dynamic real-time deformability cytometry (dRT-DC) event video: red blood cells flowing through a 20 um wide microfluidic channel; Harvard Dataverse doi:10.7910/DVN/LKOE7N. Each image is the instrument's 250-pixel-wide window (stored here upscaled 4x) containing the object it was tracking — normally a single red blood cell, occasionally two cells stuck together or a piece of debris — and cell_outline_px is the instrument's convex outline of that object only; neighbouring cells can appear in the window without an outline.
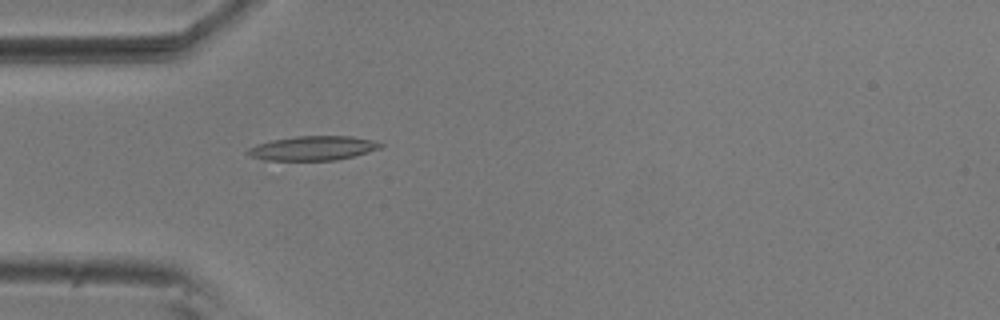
{"species": "common noctule bat (a hibernating species)", "species_latin": "Nyctalus noctula", "temperature_condition": "room temperature", "stored_images_in_passage": 48, "camera_frame_rate_fps": 3000, "um_per_image_px": 0.085, "animal": {"sex": "male", "body_mass_g": 20.5, "forearm_length_mm": 52.5}, "frame": {"image": 1, "passage_image": 12, "time_ms": 3.667, "image_size_px": [1000, 320], "cell_outline_px": [[384, 144], [380, 148], [352, 156], [336, 160], [264, 160], [252, 156], [244, 152], [248, 148], [256, 144], [272, 140], [296, 136], [352, 136], [372, 140]], "centroid_in_image_um": [26.56, 12.59], "position_along_channel_um": 58.4, "area_um2": 18.67}}
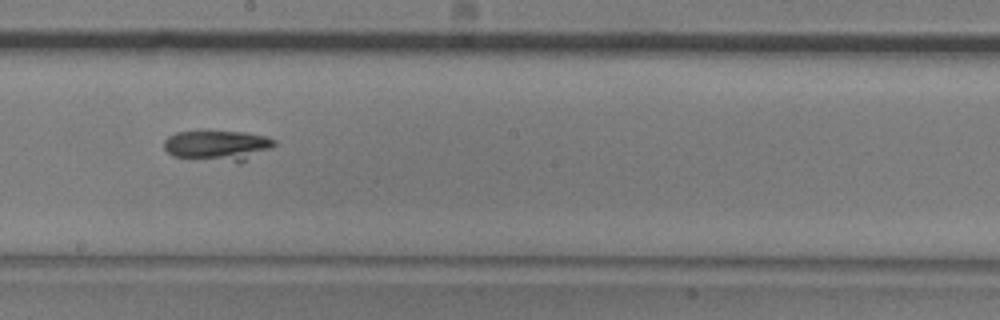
{"frame": {"image": 2, "passage_image": 26, "time_ms": 8.333, "image_size_px": [1000, 320], "cell_outline_px": [[276, 144], [240, 164], [172, 156], [164, 148], [164, 140], [168, 136], [176, 132], [204, 128], [244, 132], [264, 136], [276, 140]], "centroid_in_image_um": [18.44, 12.33], "position_along_channel_um": 229.8, "area_um2": 20.52}}
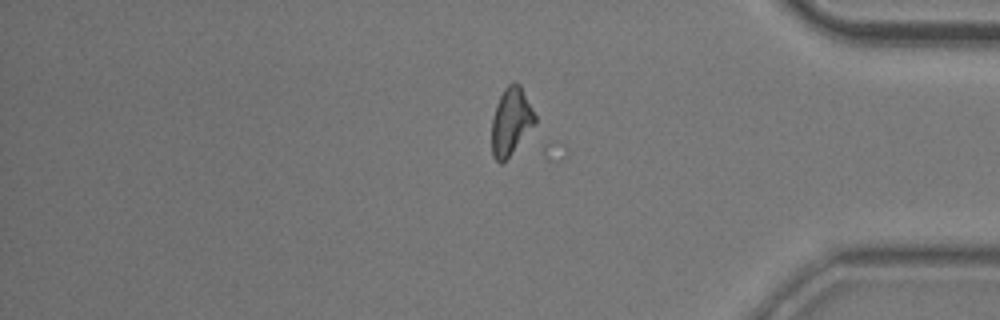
{"frame": {"image": 3, "passage_image": 41, "time_ms": 13.333, "image_size_px": [1000, 320], "cell_outline_px": [[536, 124], [508, 156], [500, 164], [492, 156], [492, 120], [496, 104], [504, 88], [508, 84], [516, 80], [520, 84], [536, 116]], "centroid_in_image_um": [43.43, 10.28], "position_along_channel_um": 391.8, "area_um2": 16.88}, "authors_computed_cell_mechanics": {"area_um2": 18.5827, "velocity_mm_per_s": 3.7067, "shape_relaxation_time_tau1_ms": 4.486, "shape_relaxation_time_tau2_ms": null, "deformation_change_tau1": 0.1866, "deformation_change_tau2": null}}